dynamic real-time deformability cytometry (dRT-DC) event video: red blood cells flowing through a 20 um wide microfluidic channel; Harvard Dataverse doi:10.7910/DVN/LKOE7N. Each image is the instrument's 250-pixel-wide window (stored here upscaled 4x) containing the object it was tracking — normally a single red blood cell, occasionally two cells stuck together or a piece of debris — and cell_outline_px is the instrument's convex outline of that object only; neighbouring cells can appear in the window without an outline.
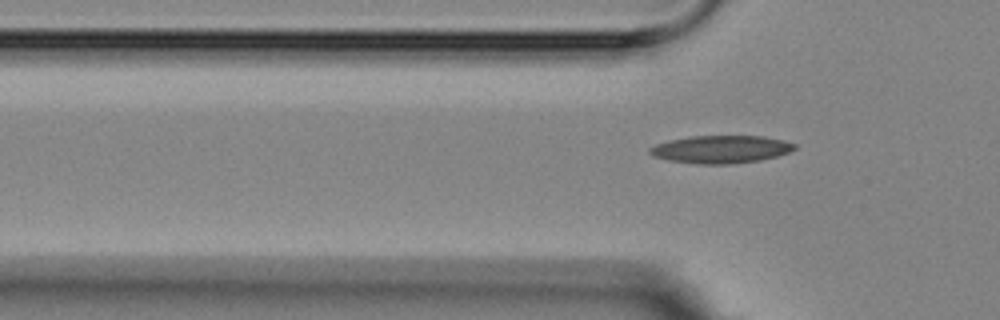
{"species": "Egyptian fruit bat (a non-hibernating species)", "species_latin": "Rousettus aegyptiacus", "temperature_condition": "room temperature", "stored_images_in_passage": 4, "segment_of_instrument_passage": [2, 2], "camera_frame_rate_fps": 3000, "um_per_image_px": 0.085, "animal": {"sex": "female"}, "frame": {"image": 1, "passage_image": 4, "time_ms": 5.0, "image_size_px": [1000, 320], "cell_outline_px": [[796, 148], [788, 152], [776, 156], [760, 160], [732, 164], [700, 164], [668, 160], [652, 156], [648, 152], [648, 148], [656, 144], [668, 140], [692, 136], [764, 136], [784, 140], [796, 144]], "centroid_in_image_um": [61.25, 12.69], "position_along_channel_um": 64.5, "area_um2": 23.47}}